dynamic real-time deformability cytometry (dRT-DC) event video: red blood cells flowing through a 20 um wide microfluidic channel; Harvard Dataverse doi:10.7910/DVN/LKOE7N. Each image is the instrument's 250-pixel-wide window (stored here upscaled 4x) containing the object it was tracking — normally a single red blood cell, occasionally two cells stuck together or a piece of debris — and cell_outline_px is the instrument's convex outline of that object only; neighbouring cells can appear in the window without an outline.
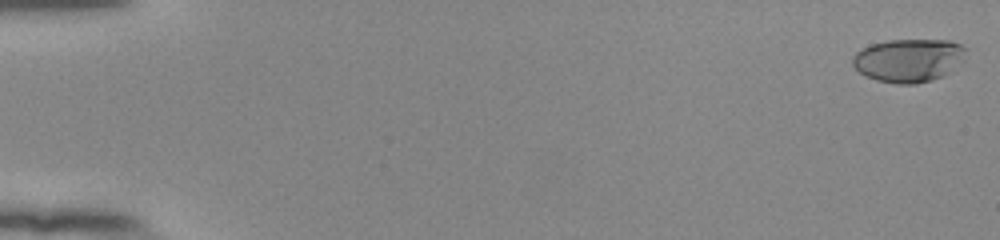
{"species": "human", "species_latin": "Homo sapiens", "temperature_condition": "room temperature", "stored_images_in_passage": 54, "camera_frame_rate_fps": 3000, "um_per_image_px": 0.085, "donor": {"sex": "female"}, "frame": {"image": 1, "passage_image": 1, "time_ms": 0.0, "image_size_px": [1000, 240], "cell_outline_px": [[968, 48], [964, 60], [944, 76], [932, 80], [916, 84], [896, 84], [876, 80], [860, 72], [852, 64], [852, 56], [860, 48], [872, 44], [888, 40], [948, 40], [960, 44]], "centroid_in_image_um": [77.25, 5.12], "position_along_channel_um": 7.7, "area_um2": 28.84}}
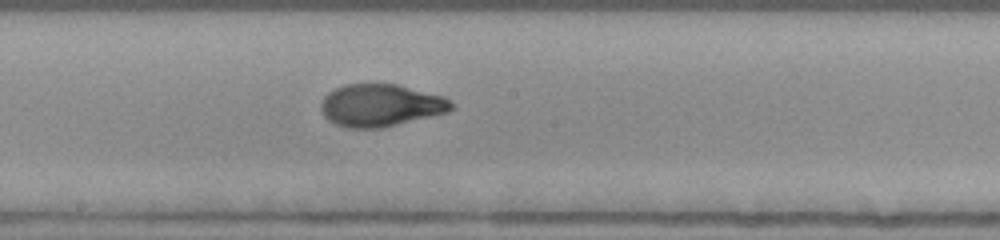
{"frame": {"image": 2, "passage_image": 31, "time_ms": 10.0, "image_size_px": [1000, 240], "cell_outline_px": [[456, 104], [448, 112], [380, 128], [348, 128], [336, 124], [328, 120], [324, 116], [320, 108], [320, 104], [324, 96], [332, 88], [344, 84], [396, 84], [444, 96]], "centroid_in_image_um": [32.33, 8.94], "position_along_channel_um": 215.9, "area_um2": 32.31}}
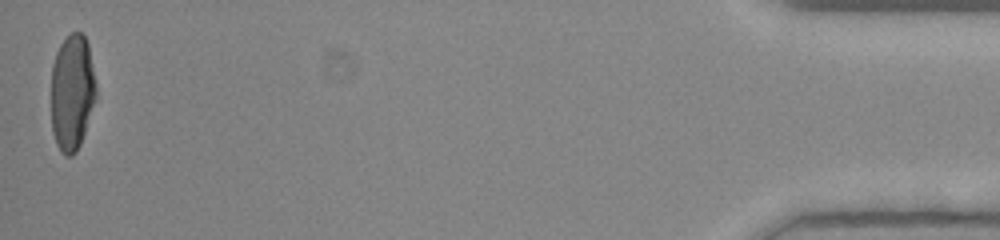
{"frame": {"image": 3, "passage_image": 54, "time_ms": 17.667, "image_size_px": [1000, 240], "cell_outline_px": [[96, 100], [80, 144], [76, 152], [72, 156], [64, 156], [60, 152], [56, 144], [52, 132], [52, 64], [56, 52], [60, 44], [72, 32], [84, 32], [88, 44], [96, 84]], "centroid_in_image_um": [6.13, 7.86], "position_along_channel_um": 429.1, "area_um2": 30.63}, "authors_computed_cell_mechanics": {"area_um2": 31.5299, "velocity_mm_per_s": 3.9065, "shape_relaxation_time_tau1_ms": 5.4203, "shape_relaxation_time_tau2_ms": 0.8098, "deformation_change_tau1": 0.231, "deformation_change_tau2": 0.0552}}